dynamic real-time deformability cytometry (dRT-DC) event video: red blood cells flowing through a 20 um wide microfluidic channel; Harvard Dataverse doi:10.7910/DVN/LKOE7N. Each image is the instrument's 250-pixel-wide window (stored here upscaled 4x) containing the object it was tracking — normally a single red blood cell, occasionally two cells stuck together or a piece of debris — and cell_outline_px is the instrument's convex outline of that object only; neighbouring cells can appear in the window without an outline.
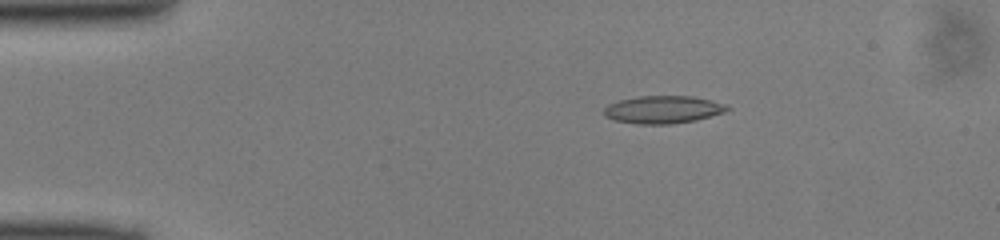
{"species": "common noctule bat (a hibernating species)", "species_latin": "Nyctalus noctula", "temperature_condition": "cold", "stored_images_in_passage": 49, "camera_frame_rate_fps": 3000, "um_per_image_px": 0.085, "animal": {"sex": "male", "body_mass_g": 13.0, "forearm_length_mm": 53.1}, "frame": {"image": 1, "passage_image": 9, "time_ms": 2.667, "image_size_px": [1000, 240], "cell_outline_px": [[732, 108], [724, 112], [696, 120], [672, 124], [636, 124], [612, 120], [604, 116], [604, 108], [608, 104], [620, 100], [640, 96], [692, 96], [724, 104]], "centroid_in_image_um": [56.32, 9.32], "position_along_channel_um": 28.7, "area_um2": 19.83}}
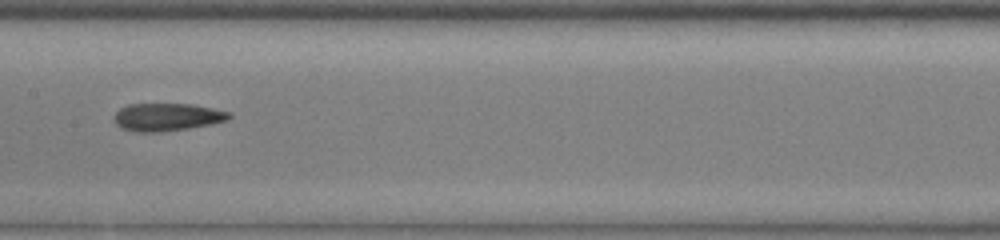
{"frame": {"image": 2, "passage_image": 25, "time_ms": 8.0, "image_size_px": [1000, 240], "cell_outline_px": [[232, 116], [228, 120], [212, 124], [188, 128], [160, 132], [136, 132], [120, 128], [116, 124], [112, 116], [120, 108], [128, 104], [192, 104], [232, 112]], "centroid_in_image_um": [14.19, 9.95], "position_along_channel_um": 193.2, "area_um2": 18.79}}
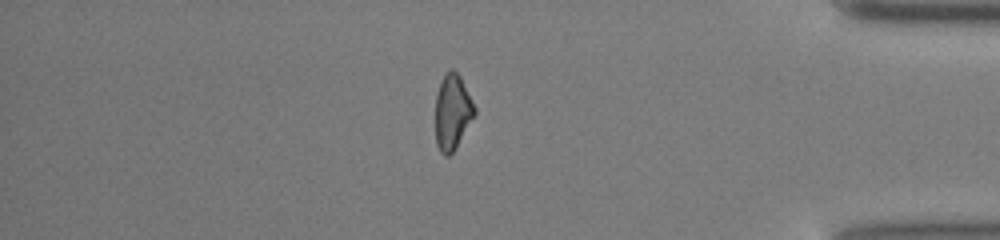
{"frame": {"image": 3, "passage_image": 42, "time_ms": 13.667, "image_size_px": [1000, 240], "cell_outline_px": [[476, 112], [452, 152], [448, 156], [444, 156], [440, 152], [436, 144], [436, 96], [440, 80], [452, 68], [460, 76], [476, 108]], "centroid_in_image_um": [38.44, 9.51], "position_along_channel_um": 396.8, "area_um2": 16.82}}